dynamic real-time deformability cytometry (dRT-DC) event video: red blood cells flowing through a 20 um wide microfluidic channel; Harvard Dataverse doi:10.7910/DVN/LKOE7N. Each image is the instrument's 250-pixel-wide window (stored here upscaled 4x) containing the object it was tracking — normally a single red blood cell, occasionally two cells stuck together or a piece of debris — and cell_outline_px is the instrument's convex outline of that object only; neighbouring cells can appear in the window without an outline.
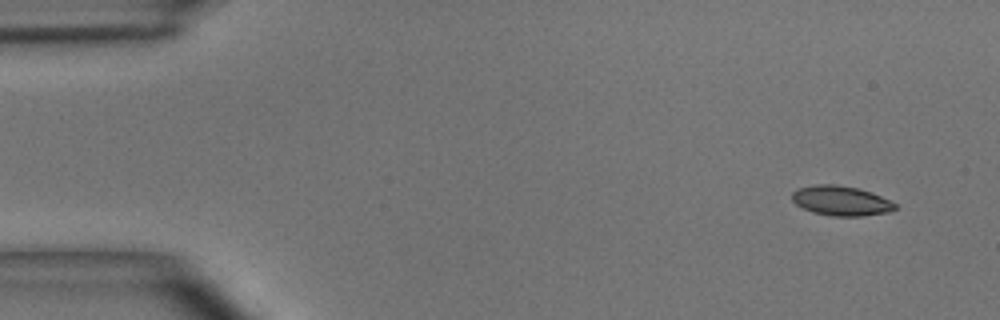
{"species": "common noctule bat (a hibernating species)", "species_latin": "Nyctalus noctula", "temperature_condition": "room temperature", "stored_images_in_passage": 4, "camera_frame_rate_fps": 3000, "um_per_image_px": 0.085, "animal": {"sex": "male", "body_mass_g": 15.6}, "frame": {"image": 1, "passage_image": 1, "time_ms": 0.0, "image_size_px": [1000, 320], "cell_outline_px": [[896, 208], [888, 212], [864, 216], [832, 216], [812, 212], [796, 204], [792, 200], [792, 192], [796, 188], [816, 184], [836, 184], [860, 188], [872, 192], [896, 204]], "centroid_in_image_um": [71.46, 17.05], "position_along_channel_um": 13.5, "area_um2": 17.98}}